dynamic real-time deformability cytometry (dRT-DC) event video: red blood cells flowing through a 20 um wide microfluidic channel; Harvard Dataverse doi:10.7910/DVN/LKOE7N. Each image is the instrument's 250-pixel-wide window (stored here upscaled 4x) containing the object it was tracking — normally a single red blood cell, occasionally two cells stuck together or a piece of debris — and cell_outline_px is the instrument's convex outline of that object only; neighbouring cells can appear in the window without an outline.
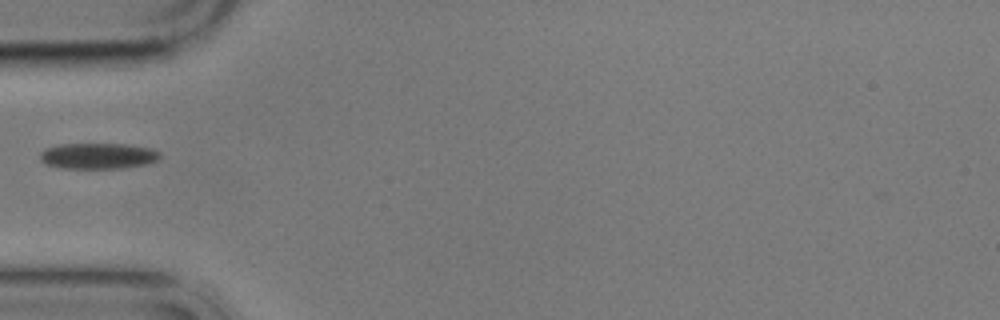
{"species": "common noctule bat (a hibernating species)", "species_latin": "Nyctalus noctula", "temperature_condition": "cold", "stored_images_in_passage": 6, "camera_frame_rate_fps": 3000, "um_per_image_px": 0.085, "animal": {"sex": "male", "body_mass_g": 17.9}, "frame": {"image": 1, "passage_image": 1, "time_ms": 0.0, "image_size_px": [1000, 320], "cell_outline_px": [[160, 156], [156, 160], [148, 164], [120, 168], [60, 168], [44, 164], [40, 160], [40, 152], [44, 148], [56, 144], [128, 144], [152, 148], [160, 152]], "centroid_in_image_um": [8.29, 13.24], "position_along_channel_um": 76.7, "area_um2": 18.32}}
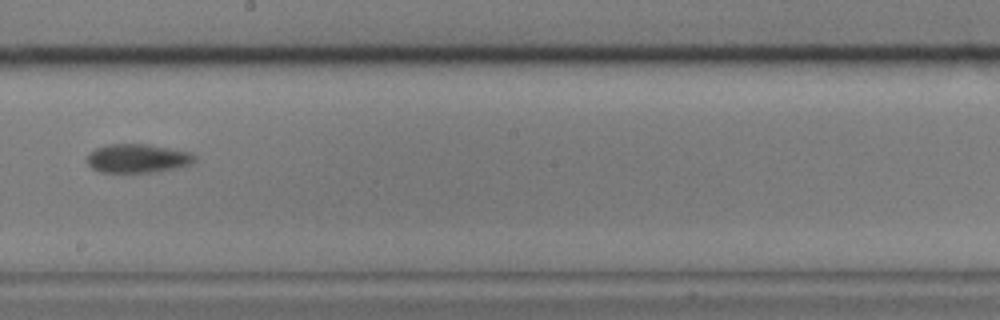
{"frame": {"image": 2, "passage_image": 5, "time_ms": 4.667, "image_size_px": [1000, 320], "cell_outline_px": [[196, 160], [192, 164], [176, 168], [152, 172], [100, 172], [92, 168], [88, 164], [88, 152], [96, 148], [108, 144], [148, 144], [192, 152], [196, 156]], "centroid_in_image_um": [11.72, 13.45], "position_along_channel_um": 236.5, "area_um2": 18.15}}
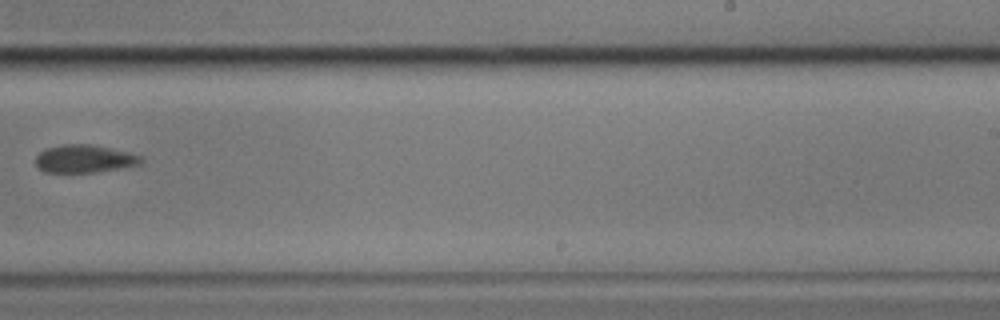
{"frame": {"image": 3, "passage_image": 6, "time_ms": 6.0, "image_size_px": [1000, 320], "cell_outline_px": [[144, 160], [140, 164], [124, 168], [100, 172], [44, 172], [36, 164], [36, 156], [40, 152], [48, 148], [64, 144], [92, 144], [128, 152], [144, 156]], "centroid_in_image_um": [7.24, 13.5], "position_along_channel_um": 281.8, "area_um2": 17.22}}